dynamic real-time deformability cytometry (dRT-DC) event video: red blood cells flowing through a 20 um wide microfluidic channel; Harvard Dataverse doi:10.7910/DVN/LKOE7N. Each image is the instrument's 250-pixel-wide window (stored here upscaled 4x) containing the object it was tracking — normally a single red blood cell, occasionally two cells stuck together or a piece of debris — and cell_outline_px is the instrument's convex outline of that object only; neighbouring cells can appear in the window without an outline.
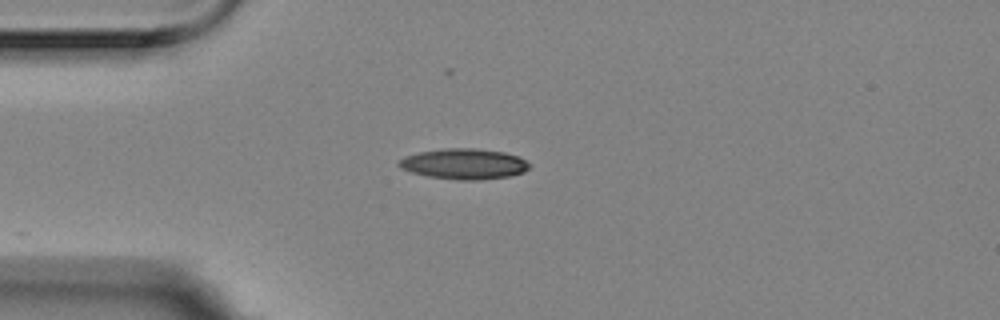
{"species": "Egyptian fruit bat (a non-hibernating species)", "species_latin": "Rousettus aegyptiacus", "temperature_condition": "room temperature", "stored_images_in_passage": 38, "camera_frame_rate_fps": 3000, "um_per_image_px": 0.085, "animal": {"sex": "female"}, "frame": {"image": 1, "passage_image": 1, "time_ms": 0.0, "image_size_px": [1000, 320], "cell_outline_px": [[532, 164], [524, 172], [508, 176], [480, 180], [456, 180], [428, 176], [412, 172], [400, 168], [396, 164], [396, 160], [404, 156], [420, 152], [444, 148], [476, 148], [504, 152], [520, 156]], "centroid_in_image_um": [39.44, 13.92], "position_along_channel_um": 45.6, "area_um2": 23.52}}
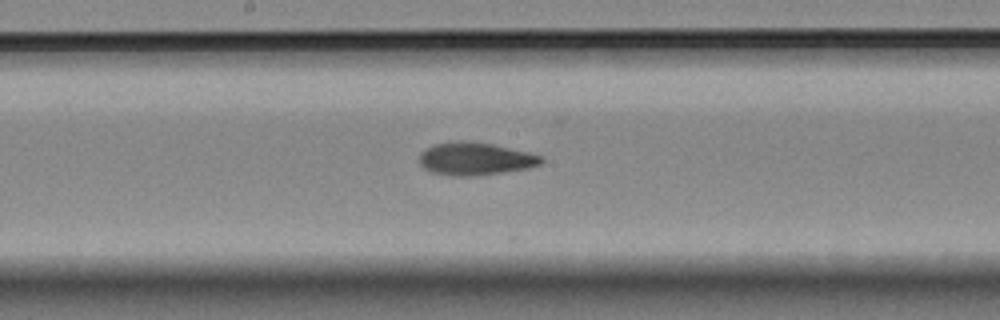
{"frame": {"image": 2, "passage_image": 16, "time_ms": 5.0, "image_size_px": [1000, 320], "cell_outline_px": [[544, 160], [540, 164], [528, 168], [472, 176], [452, 176], [432, 172], [424, 168], [420, 164], [420, 152], [424, 148], [432, 144], [452, 140], [464, 140], [492, 144], [528, 152], [544, 156]], "centroid_in_image_um": [40.36, 13.48], "position_along_channel_um": 207.8, "area_um2": 23.41}}
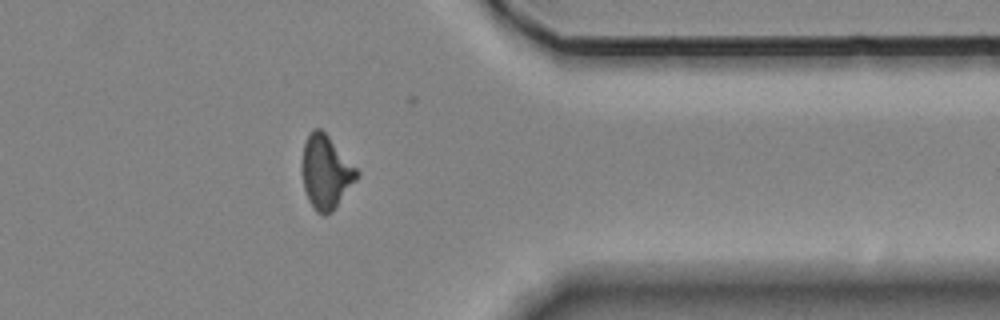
{"frame": {"image": 3, "passage_image": 32, "time_ms": 10.333, "image_size_px": [1000, 320], "cell_outline_px": [[360, 172], [356, 180], [332, 212], [324, 216], [316, 212], [308, 200], [304, 188], [300, 168], [300, 164], [304, 144], [312, 128], [320, 128], [328, 136]], "centroid_in_image_um": [27.66, 14.64], "position_along_channel_um": 383.7, "area_um2": 23.52}, "authors_computed_cell_mechanics": {"area_um2": 22.8599, "velocity_mm_per_s": 3.5257, "shape_relaxation_time_tau1_ms": 9.8476, "shape_relaxation_time_tau2_ms": 2.8997, "deformation_change_tau1": 0.2375, "deformation_change_tau2": 0.1066}}